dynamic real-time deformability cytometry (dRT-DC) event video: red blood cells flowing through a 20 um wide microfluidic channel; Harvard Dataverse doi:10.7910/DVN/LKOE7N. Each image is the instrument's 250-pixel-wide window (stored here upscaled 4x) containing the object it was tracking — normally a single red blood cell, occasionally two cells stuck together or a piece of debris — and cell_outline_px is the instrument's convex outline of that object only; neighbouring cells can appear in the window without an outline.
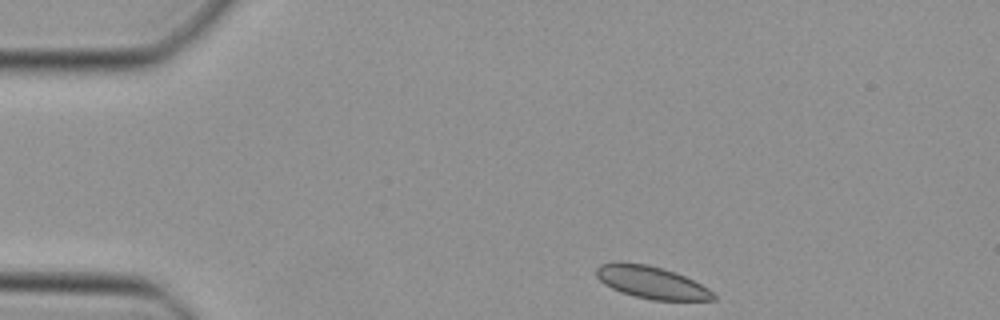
{"species": "Egyptian fruit bat (a non-hibernating species)", "species_latin": "Rousettus aegyptiacus", "temperature_condition": "cold", "stored_images_in_passage": 39, "camera_frame_rate_fps": 3000, "um_per_image_px": 0.085, "animal": {"sex": "female"}, "frame": {"image": 1, "passage_image": 1, "time_ms": 0.0, "image_size_px": [1000, 320], "cell_outline_px": [[716, 300], [652, 300], [620, 292], [604, 284], [596, 276], [596, 268], [600, 264], [648, 264], [676, 272], [708, 288], [716, 296]], "centroid_in_image_um": [55.41, 24.03], "position_along_channel_um": 29.6, "area_um2": 21.56}}
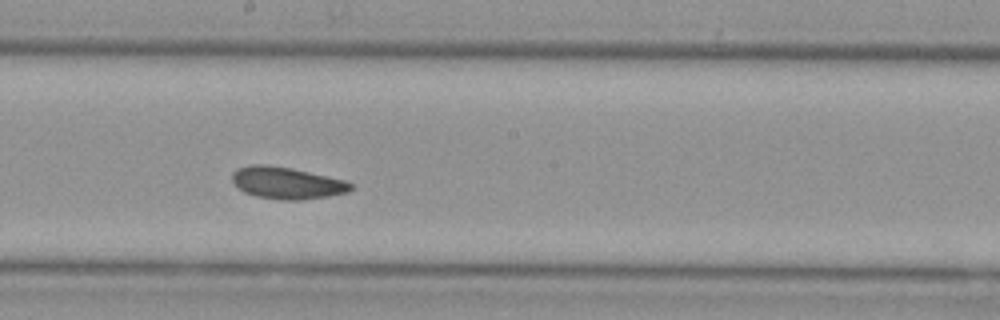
{"frame": {"image": 2, "passage_image": 19, "time_ms": 6.0, "image_size_px": [1000, 320], "cell_outline_px": [[352, 188], [348, 192], [328, 196], [304, 200], [280, 200], [256, 196], [244, 192], [232, 180], [232, 172], [236, 168], [248, 164], [268, 164], [292, 168], [344, 180], [352, 184]], "centroid_in_image_um": [24.35, 15.54], "position_along_channel_um": 223.9, "area_um2": 22.14}}
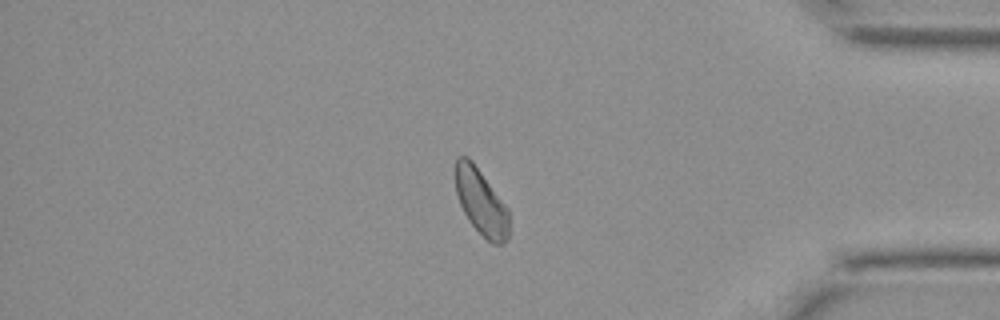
{"frame": {"image": 3, "passage_image": 33, "time_ms": 10.667, "image_size_px": [1000, 320], "cell_outline_px": [[508, 240], [504, 244], [492, 244], [468, 220], [460, 204], [456, 192], [456, 156], [468, 156], [472, 160], [508, 208]], "centroid_in_image_um": [40.89, 17.17], "position_along_channel_um": 394.3, "area_um2": 20.4}}